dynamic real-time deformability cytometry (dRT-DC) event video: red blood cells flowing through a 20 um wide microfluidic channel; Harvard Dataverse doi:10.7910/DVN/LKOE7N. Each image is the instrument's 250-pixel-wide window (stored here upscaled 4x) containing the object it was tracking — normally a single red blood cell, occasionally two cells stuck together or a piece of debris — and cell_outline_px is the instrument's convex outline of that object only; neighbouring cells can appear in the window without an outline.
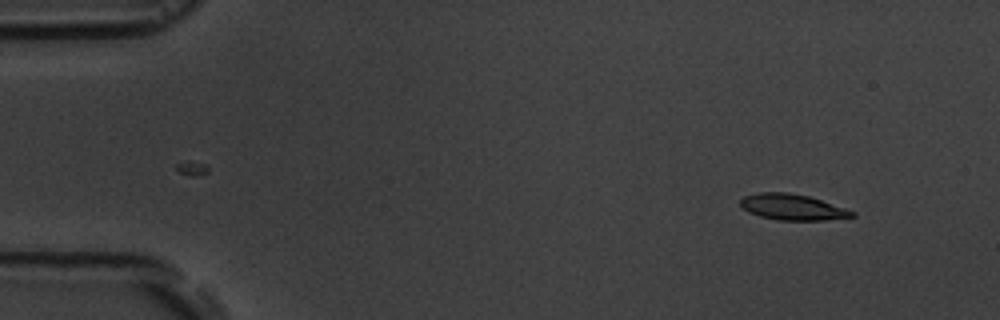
{"species": "common noctule bat (a hibernating species)", "species_latin": "Nyctalus noctula", "temperature_condition": "room temperature", "stored_images_in_passage": 4, "camera_frame_rate_fps": 3000, "um_per_image_px": 0.085, "animal": {"sex": "male", "body_mass_g": 19.5, "forearm_length_mm": 54.6}, "frame": {"image": 1, "passage_image": 1, "time_ms": 0.0, "image_size_px": [1000, 320], "cell_outline_px": [[856, 216], [824, 220], [776, 220], [760, 216], [748, 212], [740, 204], [740, 200], [744, 196], [756, 192], [788, 192], [808, 196], [856, 212]], "centroid_in_image_um": [67.33, 17.6], "position_along_channel_um": 17.7, "area_um2": 16.76}}
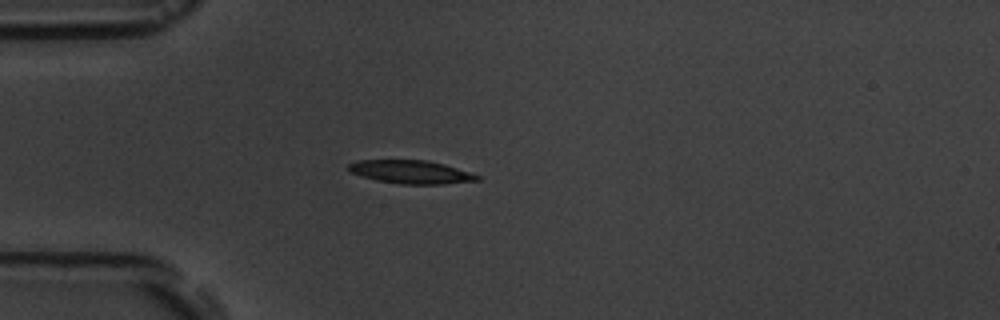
{"frame": {"image": 2, "passage_image": 4, "time_ms": 3.333, "image_size_px": [1000, 320], "cell_outline_px": [[480, 180], [444, 184], [400, 184], [376, 180], [352, 172], [348, 168], [348, 164], [356, 160], [428, 160], [444, 164], [480, 176]], "centroid_in_image_um": [34.93, 14.61], "position_along_channel_um": 50.1, "area_um2": 17.28}}